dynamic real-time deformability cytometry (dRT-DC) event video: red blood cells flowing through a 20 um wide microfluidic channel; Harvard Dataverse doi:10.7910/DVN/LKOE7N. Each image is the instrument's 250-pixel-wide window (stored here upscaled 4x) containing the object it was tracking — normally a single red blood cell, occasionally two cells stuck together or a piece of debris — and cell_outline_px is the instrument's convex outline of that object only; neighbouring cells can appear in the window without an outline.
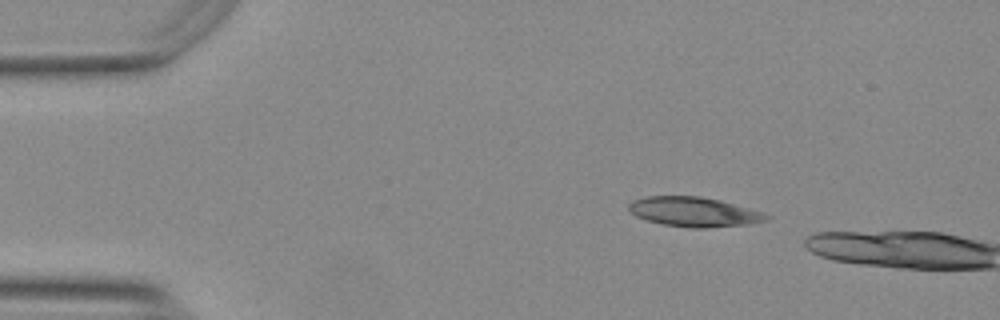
{"species": "Egyptian fruit bat (a non-hibernating species)", "species_latin": "Rousettus aegyptiacus", "temperature_condition": "warm", "stored_images_in_passage": 3, "camera_frame_rate_fps": 3000, "um_per_image_px": 0.085, "animal": {"sex": "female"}, "frame": {"image": 1, "passage_image": 1, "time_ms": 0.0, "image_size_px": [1000, 320], "cell_outline_px": [[772, 216], [768, 220], [748, 224], [704, 228], [692, 228], [664, 224], [648, 220], [636, 216], [628, 208], [628, 204], [632, 200], [644, 196], [700, 196], [720, 200], [760, 212]], "centroid_in_image_um": [58.97, 18.0], "position_along_channel_um": 26.0, "area_um2": 23.52}}